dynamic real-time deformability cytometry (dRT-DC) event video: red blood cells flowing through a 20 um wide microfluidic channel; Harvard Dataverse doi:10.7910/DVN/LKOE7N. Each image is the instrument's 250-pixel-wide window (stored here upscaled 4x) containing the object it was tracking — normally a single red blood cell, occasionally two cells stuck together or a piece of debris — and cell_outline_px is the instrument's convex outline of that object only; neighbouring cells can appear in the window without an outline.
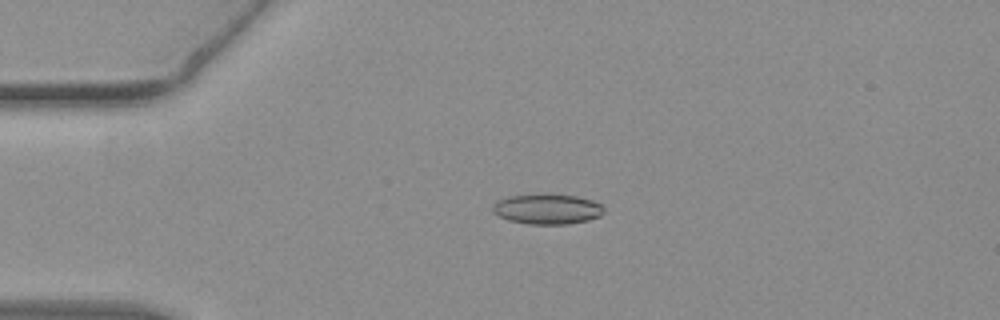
{"species": "common noctule bat (a hibernating species)", "species_latin": "Nyctalus noctula", "temperature_condition": "warm", "stored_images_in_passage": 53, "camera_frame_rate_fps": 3000, "um_per_image_px": 0.085, "animal": {"sex": "female", "body_mass_g": 19.3, "forearm_length_mm": 54.1}, "frame": {"image": 1, "passage_image": 12, "time_ms": 3.667, "image_size_px": [1000, 320], "cell_outline_px": [[604, 212], [600, 216], [588, 220], [568, 224], [528, 224], [508, 220], [492, 212], [492, 204], [496, 200], [508, 196], [536, 192], [548, 192], [576, 196], [592, 200], [600, 204], [604, 208]], "centroid_in_image_um": [46.48, 17.73], "position_along_channel_um": 38.5, "area_um2": 20.29}}
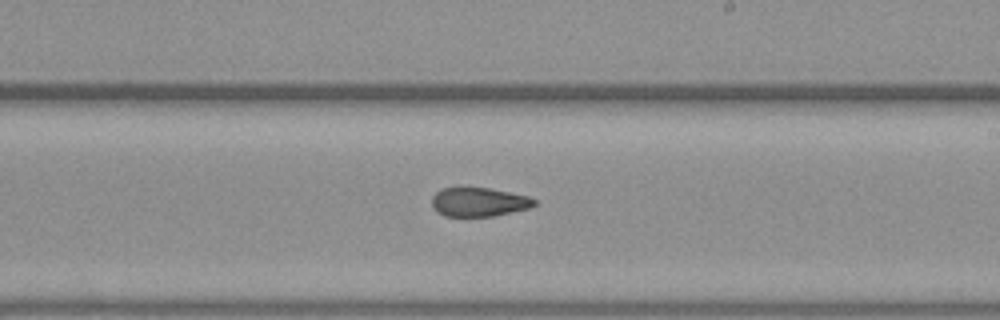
{"frame": {"image": 2, "passage_image": 31, "time_ms": 10.0, "image_size_px": [1000, 320], "cell_outline_px": [[536, 204], [528, 208], [492, 216], [444, 216], [436, 212], [432, 204], [432, 196], [436, 192], [444, 188], [488, 188], [528, 196], [536, 200]], "centroid_in_image_um": [40.67, 17.17], "position_along_channel_um": 248.3, "area_um2": 17.05}}
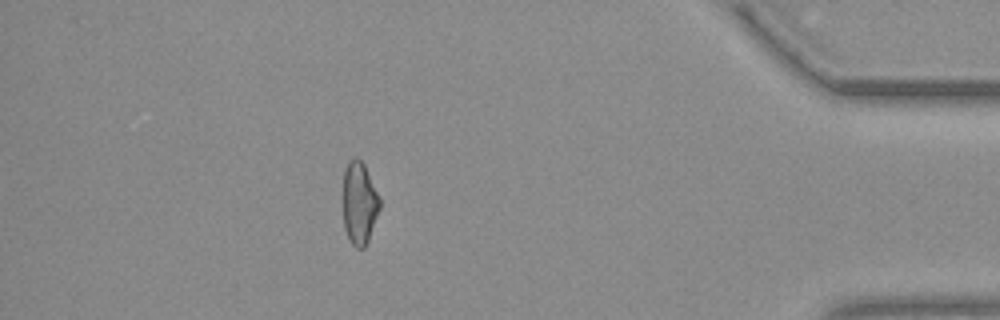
{"frame": {"image": 3, "passage_image": 47, "time_ms": 15.333, "image_size_px": [1000, 320], "cell_outline_px": [[380, 208], [368, 240], [364, 248], [356, 248], [348, 240], [344, 228], [340, 196], [344, 168], [348, 160], [356, 156], [364, 164], [380, 196]], "centroid_in_image_um": [30.48, 17.23], "position_along_channel_um": 404.7, "area_um2": 18.61}, "authors_computed_cell_mechanics": {"area_um2": 18.6116, "velocity_mm_per_s": 3.829, "shape_relaxation_time_tau1_ms": null, "shape_relaxation_time_tau2_ms": 3.1369, "deformation_change_tau1": null, "deformation_change_tau2": 0.1105}}